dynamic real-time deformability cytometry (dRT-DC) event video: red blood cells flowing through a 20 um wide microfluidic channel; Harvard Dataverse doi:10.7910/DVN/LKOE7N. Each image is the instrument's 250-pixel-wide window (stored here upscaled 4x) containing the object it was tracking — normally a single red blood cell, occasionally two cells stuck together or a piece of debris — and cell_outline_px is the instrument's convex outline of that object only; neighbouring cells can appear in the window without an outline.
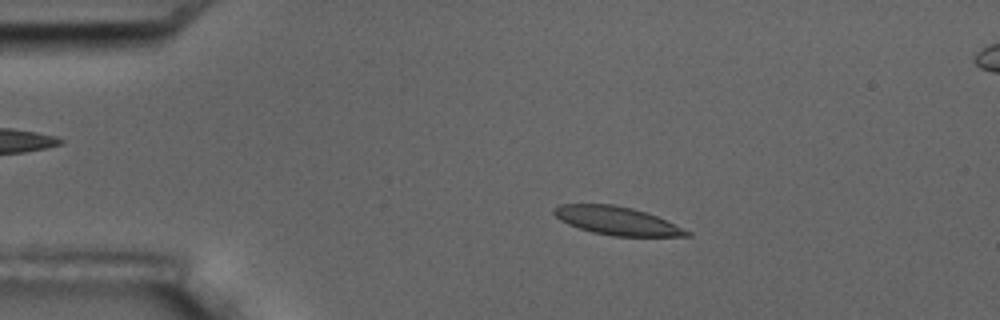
{"species": "common noctule bat (a hibernating species)", "species_latin": "Nyctalus noctula", "temperature_condition": "room temperature", "stored_images_in_passage": 4, "camera_frame_rate_fps": 3000, "um_per_image_px": 0.085, "animal": {"sex": "male", "body_mass_g": 17.5, "forearm_length_mm": 52.3}, "frame": {"image": 1, "passage_image": 1, "time_ms": 0.0, "image_size_px": [1000, 320], "cell_outline_px": [[692, 236], [612, 236], [592, 232], [568, 224], [560, 220], [552, 212], [552, 208], [560, 204], [612, 204], [632, 208], [656, 216], [692, 232]], "centroid_in_image_um": [52.41, 18.76], "position_along_channel_um": 32.6, "area_um2": 21.73}}